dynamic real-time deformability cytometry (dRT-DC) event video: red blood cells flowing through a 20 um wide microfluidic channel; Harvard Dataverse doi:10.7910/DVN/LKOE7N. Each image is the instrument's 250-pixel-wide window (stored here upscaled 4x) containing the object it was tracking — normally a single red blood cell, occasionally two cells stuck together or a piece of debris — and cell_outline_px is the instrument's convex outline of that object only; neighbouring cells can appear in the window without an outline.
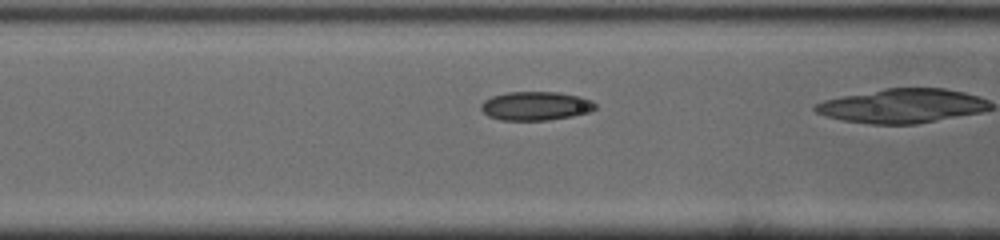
{"species": "common noctule bat (a hibernating species)", "species_latin": "Nyctalus noctula", "temperature_condition": "cold", "stored_images_in_passage": 16, "camera_frame_rate_fps": 3000, "um_per_image_px": 0.085, "animal": {"sex": "male", "body_mass_g": 19.0, "forearm_length_mm": 50.8}, "frame": {"image": 1, "passage_image": 14, "time_ms": 4.333, "image_size_px": [1000, 240], "cell_outline_px": [[596, 108], [588, 112], [572, 116], [548, 120], [500, 120], [488, 116], [480, 108], [480, 104], [484, 100], [492, 96], [508, 92], [556, 92], [580, 96], [592, 100], [596, 104]], "centroid_in_image_um": [45.52, 9.0], "position_along_channel_um": 121.1, "area_um2": 19.19}}